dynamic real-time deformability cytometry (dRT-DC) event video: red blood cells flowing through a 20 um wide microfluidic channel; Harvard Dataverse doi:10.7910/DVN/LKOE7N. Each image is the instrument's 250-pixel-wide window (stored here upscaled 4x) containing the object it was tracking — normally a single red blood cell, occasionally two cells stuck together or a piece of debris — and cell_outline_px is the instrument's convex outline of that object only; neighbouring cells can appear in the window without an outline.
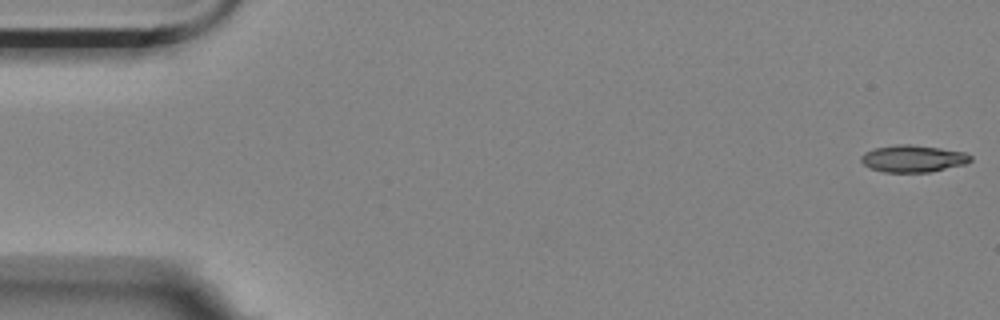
{"species": "Egyptian fruit bat (a non-hibernating species)", "species_latin": "Rousettus aegyptiacus", "temperature_condition": "room temperature", "stored_images_in_passage": 56, "camera_frame_rate_fps": 3000, "um_per_image_px": 0.085, "animal": {"sex": "female"}, "frame": {"image": 1, "passage_image": 1, "time_ms": 0.0, "image_size_px": [1000, 320], "cell_outline_px": [[972, 160], [968, 164], [928, 172], [884, 172], [868, 168], [860, 160], [860, 156], [864, 152], [876, 148], [896, 144], [908, 144], [940, 148], [964, 152], [972, 156]], "centroid_in_image_um": [77.61, 13.48], "position_along_channel_um": 7.4, "area_um2": 17.34}}
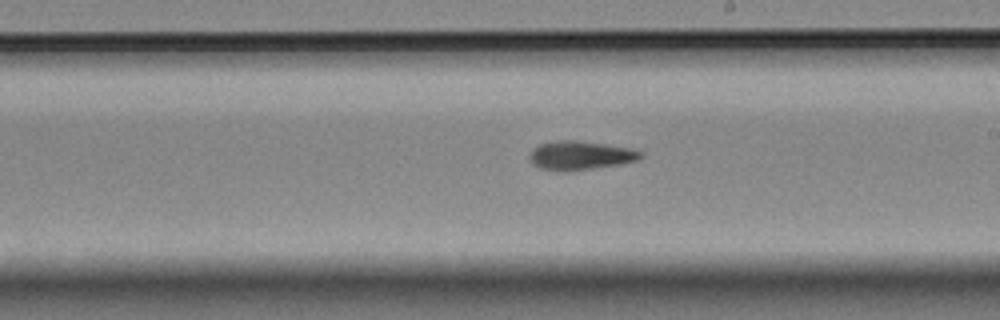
{"frame": {"image": 2, "passage_image": 32, "time_ms": 10.333, "image_size_px": [1000, 320], "cell_outline_px": [[644, 156], [640, 160], [620, 164], [568, 172], [560, 172], [540, 168], [532, 164], [528, 156], [540, 144], [560, 140], [576, 140], [632, 148], [640, 152]], "centroid_in_image_um": [49.35, 13.23], "position_along_channel_um": 239.7, "area_um2": 18.73}}
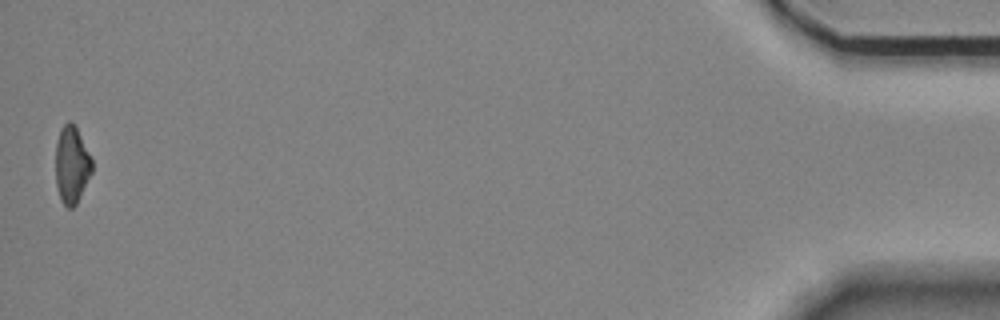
{"frame": {"image": 3, "passage_image": 56, "time_ms": 18.333, "image_size_px": [1000, 320], "cell_outline_px": [[92, 172], [76, 204], [72, 208], [68, 208], [60, 200], [56, 184], [56, 144], [60, 128], [68, 120], [72, 120], [92, 160]], "centroid_in_image_um": [6.08, 14.01], "position_along_channel_um": 429.1, "area_um2": 16.24}, "authors_computed_cell_mechanics": {"area_um2": 17.8313, "velocity_mm_per_s": 3.5313, "shape_relaxation_time_tau1_ms": 11.2629, "shape_relaxation_time_tau2_ms": null, "deformation_change_tau1": 0.2519, "deformation_change_tau2": null}}